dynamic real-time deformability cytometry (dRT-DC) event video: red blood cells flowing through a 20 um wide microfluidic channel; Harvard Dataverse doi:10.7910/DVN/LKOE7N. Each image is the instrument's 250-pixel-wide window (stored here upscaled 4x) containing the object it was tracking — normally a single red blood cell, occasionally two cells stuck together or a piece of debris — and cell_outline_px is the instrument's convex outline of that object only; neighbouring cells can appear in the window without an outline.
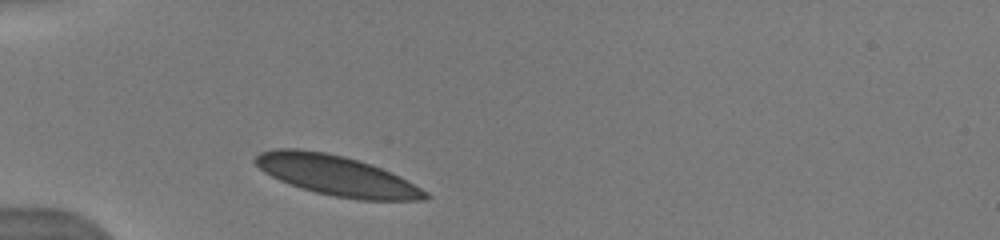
{"species": "human", "species_latin": "Homo sapiens", "temperature_condition": "warm", "stored_images_in_passage": 21, "camera_frame_rate_fps": 3000, "um_per_image_px": 0.085, "donor": {"sex": "male"}, "frame": {"image": 1, "passage_image": 1, "time_ms": 0.0, "image_size_px": [1000, 240], "cell_outline_px": [[432, 196], [428, 200], [360, 200], [336, 196], [316, 192], [300, 188], [280, 180], [264, 172], [252, 160], [260, 152], [276, 148], [296, 148], [324, 152], [344, 156], [380, 168], [400, 176], [428, 192]], "centroid_in_image_um": [28.62, 14.92], "position_along_channel_um": 56.4, "area_um2": 39.48}}
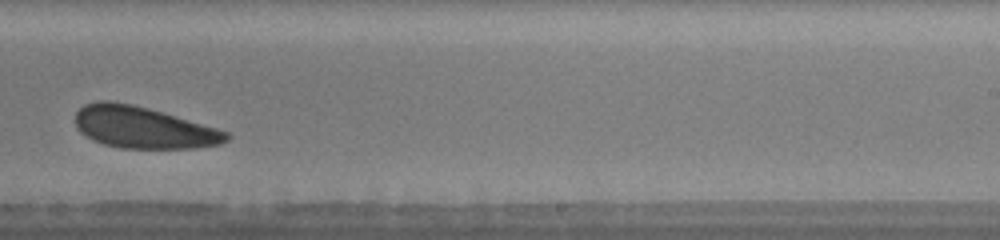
{"frame": {"image": 2, "passage_image": 12, "time_ms": 6.0, "image_size_px": [1000, 240], "cell_outline_px": [[232, 136], [228, 140], [220, 144], [192, 148], [120, 148], [104, 144], [92, 140], [80, 132], [76, 128], [76, 112], [84, 104], [100, 100], [112, 100], [132, 104], [148, 108], [176, 116], [216, 128], [228, 132]], "centroid_in_image_um": [12.15, 10.83], "position_along_channel_um": 276.8, "area_um2": 36.7}, "authors_computed_cell_mechanics": {"area_um2": 37.5122, "velocity_mm_per_s": 3.933, "shape_relaxation_time_tau1_ms": 1.5928, "shape_relaxation_time_tau2_ms": null, "deformation_change_tau1": 0.0455, "deformation_change_tau2": null}}